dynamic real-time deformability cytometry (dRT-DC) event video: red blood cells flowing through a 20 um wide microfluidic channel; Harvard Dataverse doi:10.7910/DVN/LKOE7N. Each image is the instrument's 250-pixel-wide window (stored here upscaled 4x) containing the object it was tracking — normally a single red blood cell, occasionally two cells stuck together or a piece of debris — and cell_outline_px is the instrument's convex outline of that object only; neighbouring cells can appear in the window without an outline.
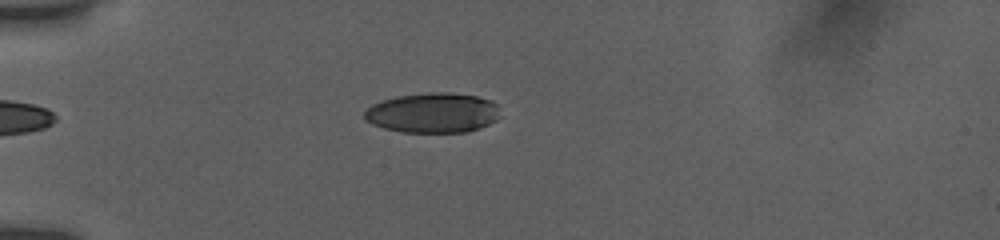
{"species": "human", "species_latin": "Homo sapiens", "temperature_condition": "room temperature", "stored_images_in_passage": 7, "camera_frame_rate_fps": 3000, "um_per_image_px": 0.085, "donor": {"sex": "female"}, "frame": {"image": 1, "passage_image": 1, "time_ms": 0.0, "image_size_px": [1000, 240], "cell_outline_px": [[500, 116], [496, 120], [480, 128], [468, 132], [404, 132], [384, 128], [372, 124], [364, 120], [364, 112], [372, 104], [380, 100], [396, 96], [436, 92], [448, 92], [476, 96], [492, 100], [496, 104]], "centroid_in_image_um": [36.78, 9.59], "position_along_channel_um": 48.2, "area_um2": 31.73}}
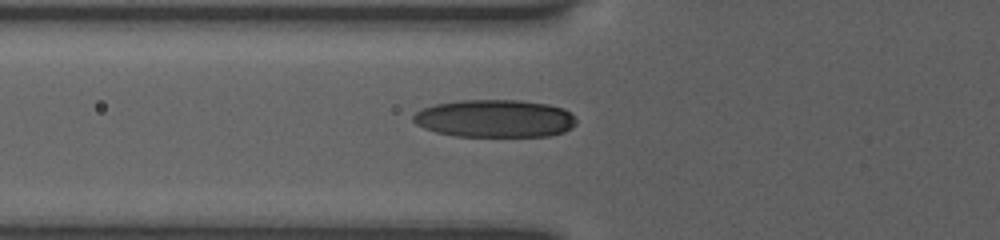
{"frame": {"image": 2, "passage_image": 6, "time_ms": 1.667, "image_size_px": [1000, 240], "cell_outline_px": [[576, 124], [572, 128], [564, 132], [548, 136], [452, 136], [436, 132], [424, 128], [416, 124], [412, 120], [412, 116], [416, 112], [424, 108], [436, 104], [460, 100], [520, 100], [548, 104], [564, 108], [576, 120]], "centroid_in_image_um": [42.06, 10.08], "position_along_channel_um": 83.7, "area_um2": 35.89}}